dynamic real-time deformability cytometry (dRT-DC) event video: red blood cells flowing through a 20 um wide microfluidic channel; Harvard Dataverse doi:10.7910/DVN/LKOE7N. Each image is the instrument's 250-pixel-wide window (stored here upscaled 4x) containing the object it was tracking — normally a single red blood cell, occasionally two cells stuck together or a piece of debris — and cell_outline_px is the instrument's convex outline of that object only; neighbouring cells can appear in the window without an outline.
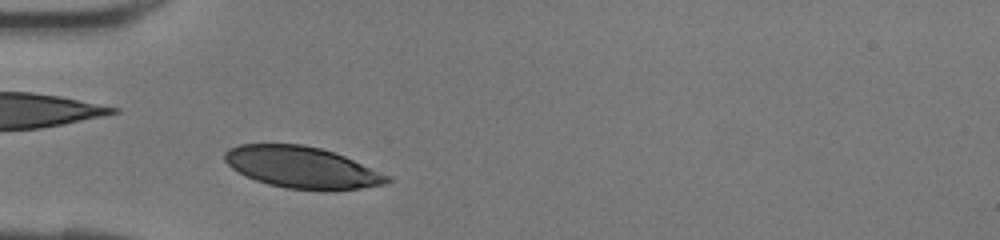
{"species": "human", "species_latin": "Homo sapiens", "temperature_condition": "room temperature", "stored_images_in_passage": 30, "camera_frame_rate_fps": 3000, "um_per_image_px": 0.085, "donor": {"sex": "female"}, "frame": {"image": 1, "passage_image": 3, "time_ms": 0.667, "image_size_px": [1000, 240], "cell_outline_px": [[392, 180], [388, 184], [332, 192], [328, 192], [288, 188], [268, 184], [256, 180], [232, 168], [224, 160], [224, 152], [228, 148], [240, 144], [300, 144], [320, 148], [344, 156], [392, 176]], "centroid_in_image_um": [25.72, 14.25], "position_along_channel_um": 59.3, "area_um2": 39.65}}
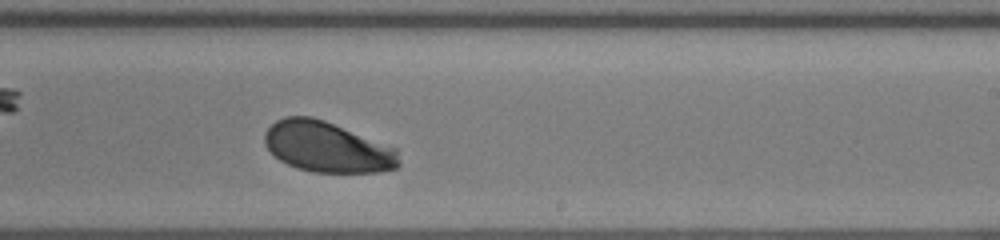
{"frame": {"image": 2, "passage_image": 16, "time_ms": 5.0, "image_size_px": [1000, 240], "cell_outline_px": [[400, 164], [396, 168], [380, 172], [312, 172], [296, 168], [280, 160], [264, 144], [264, 132], [276, 120], [284, 116], [312, 116], [324, 120], [396, 148], [400, 160]], "centroid_in_image_um": [27.8, 12.5], "position_along_channel_um": 261.2, "area_um2": 39.54}}
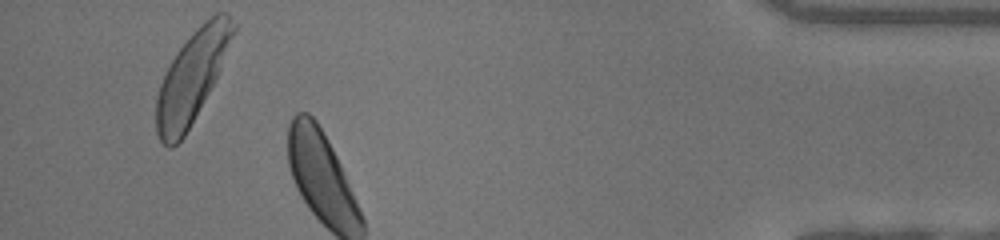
{"frame": {"image": 3, "passage_image": 28, "time_ms": 9.0, "image_size_px": [1000, 240], "cell_outline_px": [[236, 28], [216, 80], [184, 136], [172, 148], [168, 148], [160, 140], [156, 132], [156, 96], [160, 84], [172, 60], [180, 48], [196, 28], [204, 20], [216, 12], [228, 12], [236, 24]], "centroid_in_image_um": [16.32, 6.53], "position_along_channel_um": 418.9, "area_um2": 40.4}}